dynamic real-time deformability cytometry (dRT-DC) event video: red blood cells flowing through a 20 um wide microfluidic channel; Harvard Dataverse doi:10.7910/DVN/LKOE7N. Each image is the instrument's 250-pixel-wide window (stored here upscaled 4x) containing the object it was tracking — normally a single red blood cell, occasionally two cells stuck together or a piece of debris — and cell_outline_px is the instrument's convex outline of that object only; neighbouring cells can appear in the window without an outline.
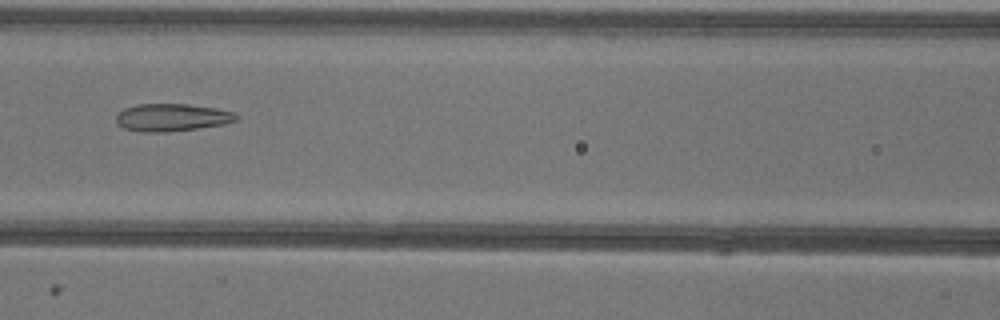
{"species": "common noctule bat (a hibernating species)", "species_latin": "Nyctalus noctula", "temperature_condition": "warm", "stored_images_in_passage": 48, "camera_frame_rate_fps": 3000, "um_per_image_px": 0.085, "animal": {"sex": "female"}, "frame": {"image": 1, "passage_image": 22, "time_ms": 7.0, "image_size_px": [1000, 320], "cell_outline_px": [[240, 120], [224, 124], [168, 132], [140, 132], [124, 128], [116, 124], [116, 116], [124, 108], [136, 104], [188, 104], [216, 108], [236, 112], [240, 116]], "centroid_in_image_um": [14.64, 9.98], "position_along_channel_um": 152.0, "area_um2": 19.54}}
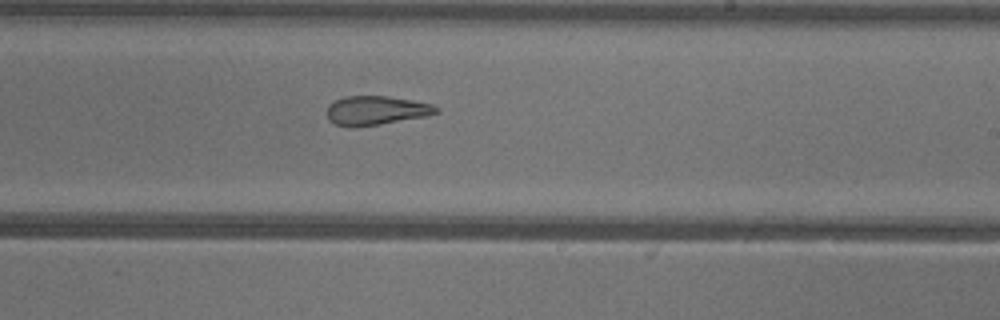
{"frame": {"image": 2, "passage_image": 30, "time_ms": 9.667, "image_size_px": [1000, 320], "cell_outline_px": [[440, 112], [428, 116], [380, 124], [352, 128], [348, 128], [336, 124], [328, 120], [324, 112], [328, 104], [344, 96], [388, 96], [412, 100], [432, 104], [440, 108]], "centroid_in_image_um": [31.93, 9.4], "position_along_channel_um": 257.1, "area_um2": 18.96}}
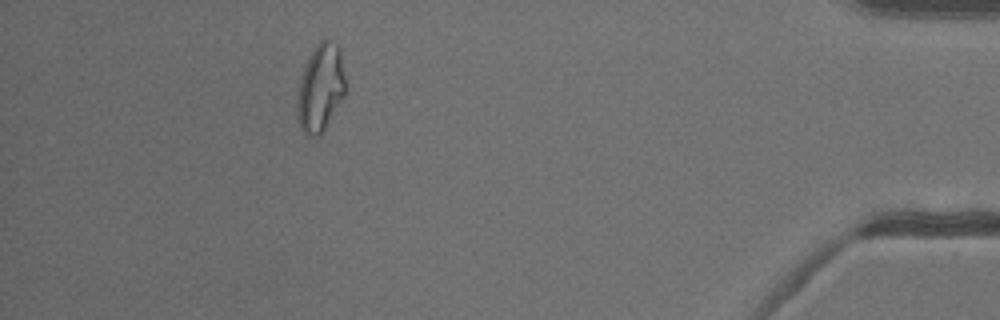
{"frame": {"image": 3, "passage_image": 46, "time_ms": 15.0, "image_size_px": [1000, 320], "cell_outline_px": [[348, 92], [320, 136], [308, 136], [300, 128], [296, 116], [296, 100], [300, 80], [308, 56], [316, 44], [324, 36], [336, 44], [340, 48]], "centroid_in_image_um": [27.26, 7.47], "position_along_channel_um": 407.9, "area_um2": 25.43}}